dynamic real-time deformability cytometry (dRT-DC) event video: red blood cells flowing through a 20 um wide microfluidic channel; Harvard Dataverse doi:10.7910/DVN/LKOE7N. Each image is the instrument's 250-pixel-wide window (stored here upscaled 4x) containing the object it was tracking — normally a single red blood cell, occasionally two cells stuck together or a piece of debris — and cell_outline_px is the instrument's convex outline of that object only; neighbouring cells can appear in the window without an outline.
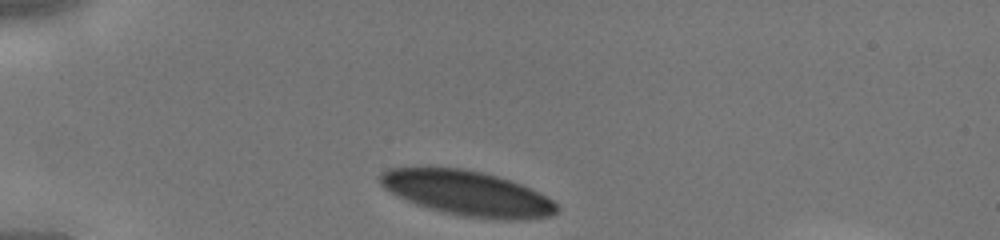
{"species": "human", "species_latin": "Homo sapiens", "temperature_condition": "cold", "stored_images_in_passage": 27, "camera_frame_rate_fps": 3000, "um_per_image_px": 0.085, "donor": {"sex": "male"}, "frame": {"image": 1, "passage_image": 1, "time_ms": 0.0, "image_size_px": [1000, 240], "cell_outline_px": [[560, 208], [552, 216], [520, 220], [508, 220], [464, 216], [444, 212], [428, 208], [416, 204], [384, 188], [380, 184], [380, 172], [388, 168], [460, 168], [480, 172], [512, 180], [552, 200]], "centroid_in_image_um": [39.73, 16.43], "position_along_channel_um": 45.3, "area_um2": 45.6}}
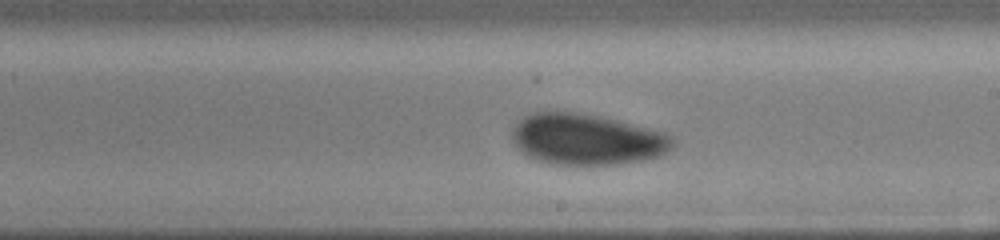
{"frame": {"image": 2, "passage_image": 16, "time_ms": 5.0, "image_size_px": [1000, 240], "cell_outline_px": [[676, 144], [664, 152], [656, 156], [644, 160], [620, 164], [552, 164], [536, 160], [528, 156], [516, 148], [512, 144], [512, 128], [524, 116], [532, 112], [580, 112], [600, 116], [664, 132], [672, 136]], "centroid_in_image_um": [49.83, 11.84], "position_along_channel_um": 239.2, "area_um2": 47.74}}
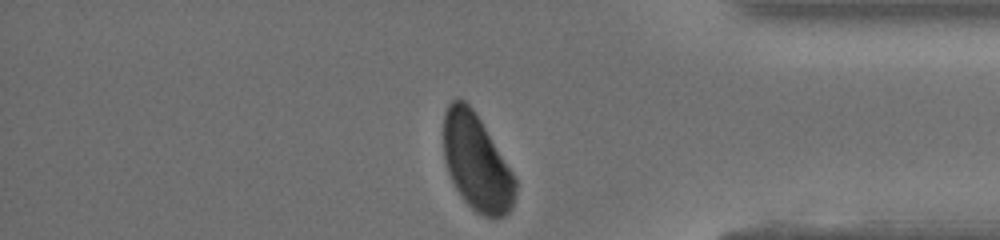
{"frame": {"image": 3, "passage_image": 27, "time_ms": 8.667, "image_size_px": [1000, 240], "cell_outline_px": [[516, 192], [512, 208], [504, 216], [496, 220], [484, 216], [476, 212], [460, 196], [448, 172], [444, 160], [444, 112], [448, 104], [452, 100], [464, 100], [472, 108], [480, 120], [512, 172], [516, 180]], "centroid_in_image_um": [40.51, 13.86], "position_along_channel_um": 394.7, "area_um2": 40.06}}